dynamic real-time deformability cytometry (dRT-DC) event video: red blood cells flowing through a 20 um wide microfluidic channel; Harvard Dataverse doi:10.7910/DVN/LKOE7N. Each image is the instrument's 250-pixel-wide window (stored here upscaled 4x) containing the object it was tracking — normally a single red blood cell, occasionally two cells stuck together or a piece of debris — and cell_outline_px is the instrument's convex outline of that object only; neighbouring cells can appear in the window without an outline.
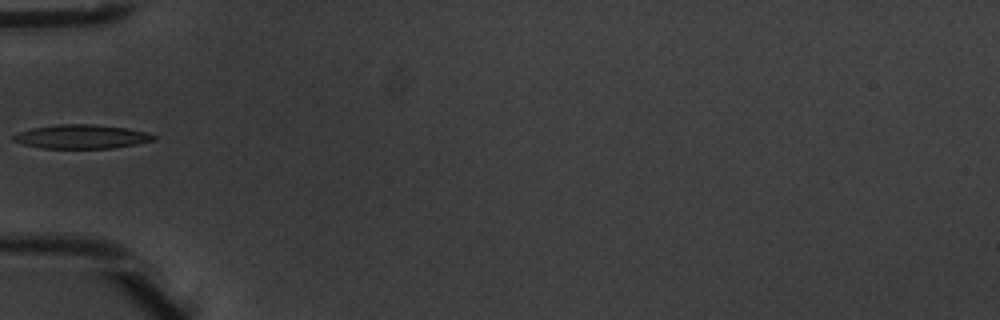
{"species": "common noctule bat (a hibernating species)", "species_latin": "Nyctalus noctula", "temperature_condition": "warm", "stored_images_in_passage": 6, "camera_frame_rate_fps": 3000, "um_per_image_px": 0.085, "animal": {"sex": "male", "body_mass_g": 20.1, "forearm_length_mm": 53.5}, "frame": {"image": 1, "passage_image": 6, "time_ms": 1.667, "image_size_px": [1000, 320], "cell_outline_px": [[156, 140], [136, 144], [112, 148], [40, 148], [24, 144], [12, 140], [12, 136], [20, 132], [32, 128], [56, 124], [88, 124], [128, 128], [148, 132], [156, 136]], "centroid_in_image_um": [6.96, 11.61], "position_along_channel_um": 78.0, "area_um2": 19.54}}